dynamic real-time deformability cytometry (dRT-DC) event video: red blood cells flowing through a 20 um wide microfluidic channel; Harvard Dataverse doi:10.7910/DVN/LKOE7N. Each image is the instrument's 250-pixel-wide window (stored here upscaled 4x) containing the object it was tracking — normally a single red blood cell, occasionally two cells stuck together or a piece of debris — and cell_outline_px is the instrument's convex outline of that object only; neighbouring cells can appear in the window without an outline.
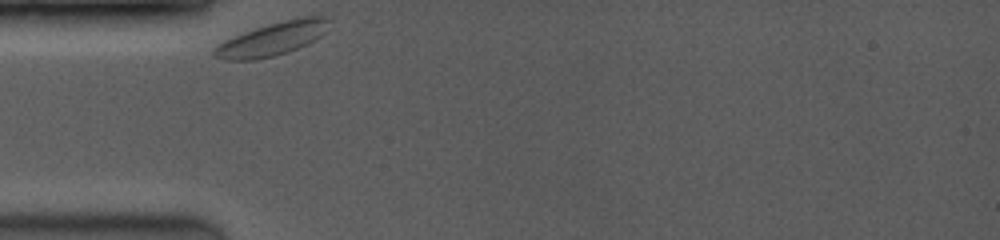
{"species": "common noctule bat (a hibernating species)", "species_latin": "Nyctalus noctula", "temperature_condition": "room temperature", "stored_images_in_passage": 4, "camera_frame_rate_fps": 3500, "um_per_image_px": 0.085, "animal": {"sex": "female", "body_mass_g": 19.0, "forearm_length_mm": 53.3}, "frame": {"image": 1, "passage_image": 1, "time_ms": 0.0, "image_size_px": [1000, 240], "cell_outline_px": [[328, 20], [324, 32], [320, 36], [308, 44], [288, 52], [256, 60], [224, 60], [212, 56], [212, 48], [224, 40], [244, 32], [268, 24], [300, 16], [328, 16]], "centroid_in_image_um": [23.09, 3.32], "position_along_channel_um": 61.9, "area_um2": 22.25}}